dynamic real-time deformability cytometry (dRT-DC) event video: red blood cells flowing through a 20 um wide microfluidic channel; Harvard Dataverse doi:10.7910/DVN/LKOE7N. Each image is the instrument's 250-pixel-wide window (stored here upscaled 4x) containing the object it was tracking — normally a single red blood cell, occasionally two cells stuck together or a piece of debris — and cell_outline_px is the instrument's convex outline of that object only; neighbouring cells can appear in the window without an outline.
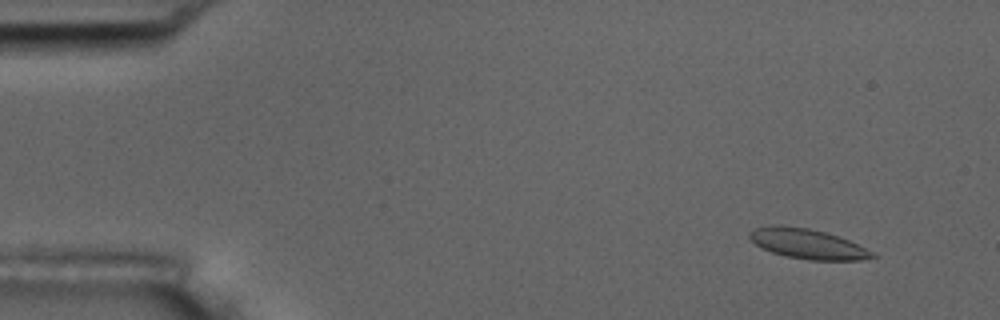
{"species": "common noctule bat (a hibernating species)", "species_latin": "Nyctalus noctula", "temperature_condition": "room temperature", "stored_images_in_passage": 3, "camera_frame_rate_fps": 3000, "um_per_image_px": 0.085, "animal": {"sex": "male", "body_mass_g": 17.5, "forearm_length_mm": 52.3}, "frame": {"image": 1, "passage_image": 1, "time_ms": 0.0, "image_size_px": [1000, 320], "cell_outline_px": [[880, 256], [860, 260], [808, 260], [784, 256], [772, 252], [756, 244], [748, 236], [748, 232], [752, 228], [772, 224], [780, 224], [808, 228], [824, 232], [848, 240]], "centroid_in_image_um": [68.59, 20.71], "position_along_channel_um": 16.4, "area_um2": 21.44}}
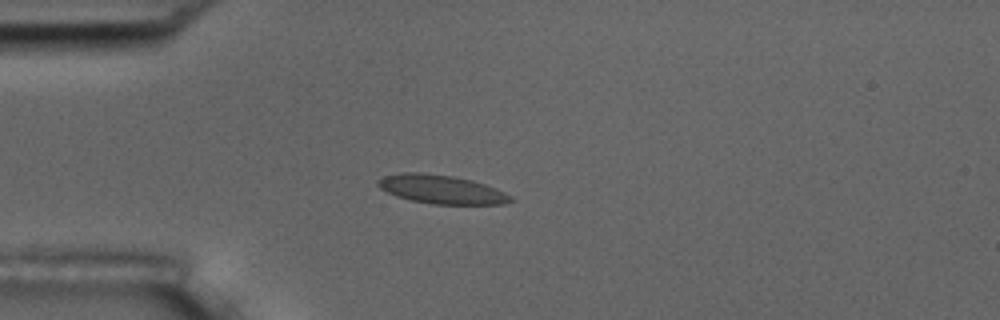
{"frame": {"image": 2, "passage_image": 3, "time_ms": 3.333, "image_size_px": [1000, 320], "cell_outline_px": [[516, 200], [504, 204], [436, 204], [412, 200], [396, 196], [380, 188], [376, 184], [376, 180], [384, 176], [404, 172], [420, 172], [452, 176], [472, 180], [496, 188], [512, 196]], "centroid_in_image_um": [37.54, 16.09], "position_along_channel_um": 47.5, "area_um2": 22.14}}